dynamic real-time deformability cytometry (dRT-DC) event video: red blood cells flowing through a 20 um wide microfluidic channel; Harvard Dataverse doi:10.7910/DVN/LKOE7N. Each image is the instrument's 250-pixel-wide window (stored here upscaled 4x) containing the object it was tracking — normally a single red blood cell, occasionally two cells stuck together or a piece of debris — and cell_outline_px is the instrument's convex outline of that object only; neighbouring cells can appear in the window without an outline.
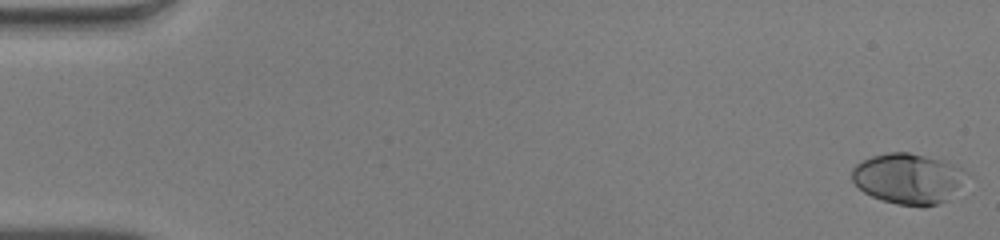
{"species": "human", "species_latin": "Homo sapiens", "temperature_condition": "warm", "stored_images_in_passage": 51, "camera_frame_rate_fps": 3000, "um_per_image_px": 0.085, "donor": {"sex": "male"}, "frame": {"image": 1, "passage_image": 1, "time_ms": 0.0, "image_size_px": [1000, 240], "cell_outline_px": [[972, 176], [944, 200], [936, 204], [924, 208], [920, 208], [896, 204], [872, 196], [864, 192], [852, 180], [852, 168], [856, 164], [872, 156], [888, 152], [908, 152], [940, 160], [964, 168]], "centroid_in_image_um": [77.23, 15.18], "position_along_channel_um": 7.8, "area_um2": 33.81}}
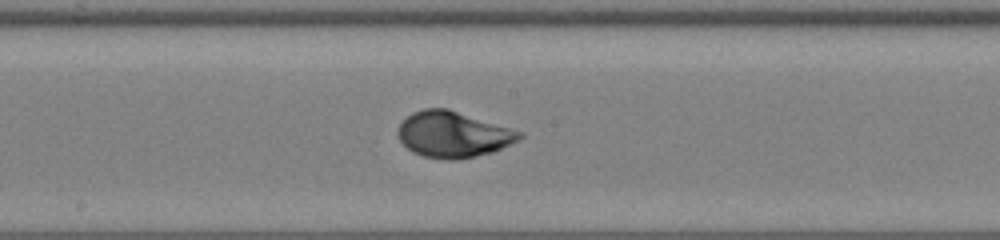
{"frame": {"image": 2, "passage_image": 28, "time_ms": 9.0, "image_size_px": [1000, 240], "cell_outline_px": [[524, 136], [492, 152], [452, 160], [424, 156], [412, 152], [400, 140], [396, 132], [396, 128], [412, 112], [424, 108], [448, 108], [524, 132]], "centroid_in_image_um": [38.48, 11.4], "position_along_channel_um": 209.7, "area_um2": 32.25}}
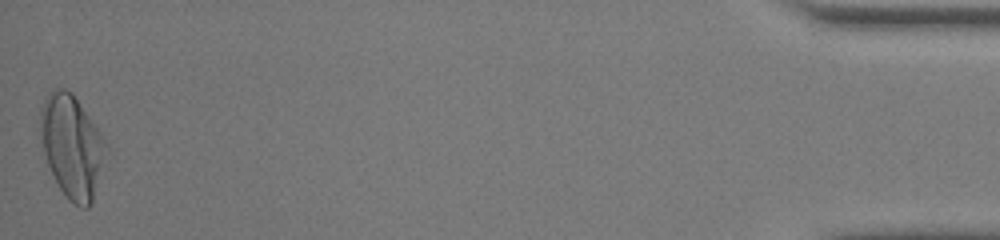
{"frame": {"image": 3, "passage_image": 51, "time_ms": 16.667, "image_size_px": [1000, 240], "cell_outline_px": [[100, 148], [92, 200], [88, 208], [80, 208], [72, 204], [68, 200], [60, 188], [48, 164], [44, 152], [40, 120], [40, 108], [44, 96], [52, 88], [64, 88], [72, 92], [100, 132]], "centroid_in_image_um": [5.97, 12.35], "position_along_channel_um": 429.2, "area_um2": 36.93}, "authors_computed_cell_mechanics": {"area_um2": 31.8478, "velocity_mm_per_s": 4.0806, "shape_relaxation_time_tau1_ms": 4.1297, "shape_relaxation_time_tau2_ms": null, "deformation_change_tau1": 0.2129, "deformation_change_tau2": null}}